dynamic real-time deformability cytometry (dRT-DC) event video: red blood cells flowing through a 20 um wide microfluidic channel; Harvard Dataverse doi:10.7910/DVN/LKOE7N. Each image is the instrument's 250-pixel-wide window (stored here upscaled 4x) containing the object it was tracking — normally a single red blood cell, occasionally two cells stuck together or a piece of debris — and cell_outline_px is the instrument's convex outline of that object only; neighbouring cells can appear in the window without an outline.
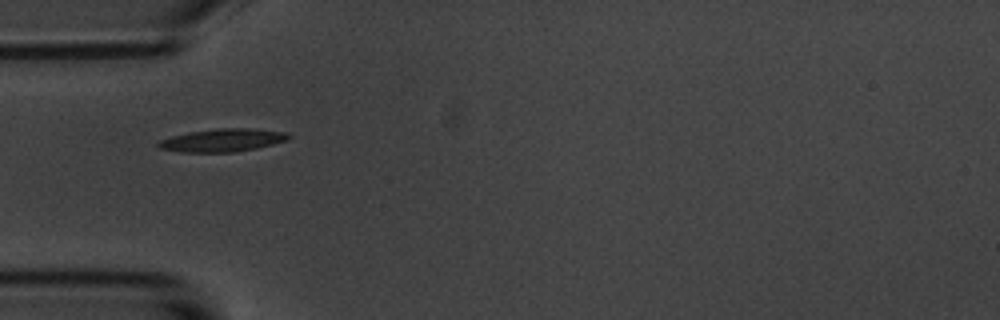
{"species": "common noctule bat (a hibernating species)", "species_latin": "Nyctalus noctula", "temperature_condition": "room temperature", "stored_images_in_passage": 40, "camera_frame_rate_fps": 3000, "um_per_image_px": 0.085, "animal": {"sex": "male", "body_mass_g": 20.1, "forearm_length_mm": 53.5}, "frame": {"image": 1, "passage_image": 1, "time_ms": 0.0, "image_size_px": [1000, 320], "cell_outline_px": [[292, 136], [288, 140], [256, 148], [232, 152], [180, 152], [160, 148], [156, 144], [160, 140], [172, 136], [188, 132], [216, 128], [248, 128], [288, 132]], "centroid_in_image_um": [18.93, 11.91], "position_along_channel_um": 66.1, "area_um2": 17.4}}
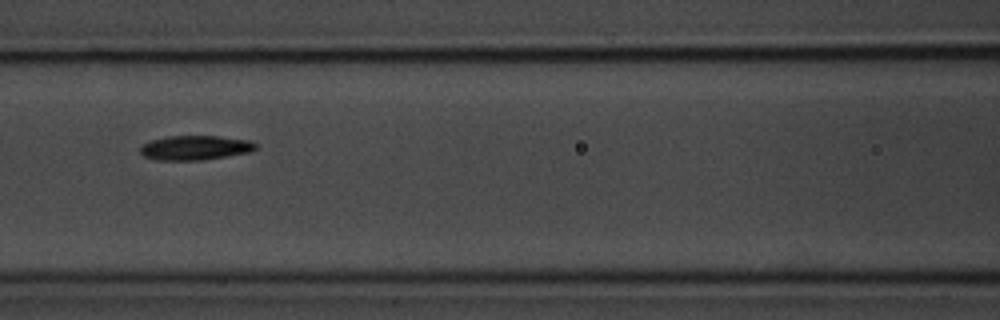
{"frame": {"image": 2, "passage_image": 8, "time_ms": 2.333, "image_size_px": [1000, 320], "cell_outline_px": [[256, 148], [252, 152], [200, 160], [156, 160], [144, 156], [140, 152], [140, 148], [144, 144], [152, 140], [168, 136], [220, 136], [248, 140], [256, 144]], "centroid_in_image_um": [16.6, 12.56], "position_along_channel_um": 150.0, "area_um2": 16.36}}
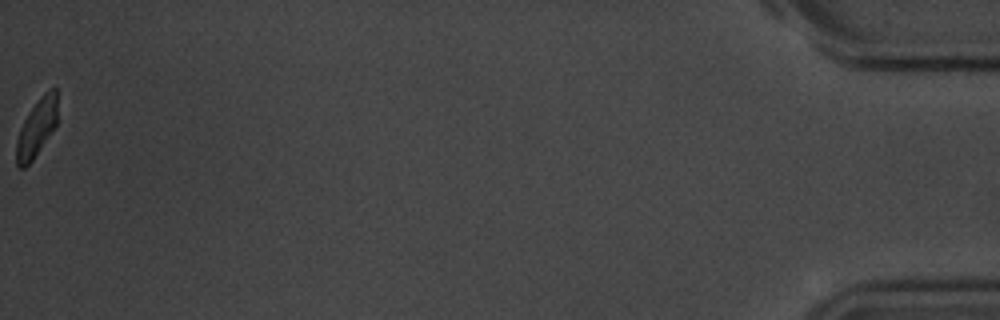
{"frame": {"image": 3, "passage_image": 40, "time_ms": 13.0, "image_size_px": [1000, 320], "cell_outline_px": [[56, 124], [32, 160], [24, 168], [20, 168], [16, 164], [16, 140], [20, 128], [28, 112], [40, 96], [48, 88], [56, 88]], "centroid_in_image_um": [3.08, 10.85], "position_along_channel_um": 432.1, "area_um2": 13.53}, "authors_computed_cell_mechanics": {"area_um2": 16.0973, "velocity_mm_per_s": 3.5805, "shape_relaxation_time_tau1_ms": 3.1827, "shape_relaxation_time_tau2_ms": null, "deformation_change_tau1": 0.1354, "deformation_change_tau2": null}}